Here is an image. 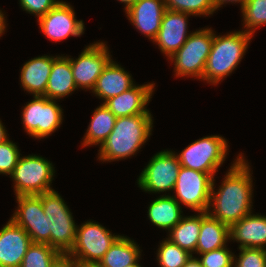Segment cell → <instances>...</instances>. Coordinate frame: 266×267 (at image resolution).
Wrapping results in <instances>:
<instances>
[{"mask_svg": "<svg viewBox=\"0 0 266 267\" xmlns=\"http://www.w3.org/2000/svg\"><path fill=\"white\" fill-rule=\"evenodd\" d=\"M106 43H92L81 52L78 58H70L74 82L78 88L93 90L97 78L111 60Z\"/></svg>", "mask_w": 266, "mask_h": 267, "instance_id": "13", "label": "cell"}, {"mask_svg": "<svg viewBox=\"0 0 266 267\" xmlns=\"http://www.w3.org/2000/svg\"><path fill=\"white\" fill-rule=\"evenodd\" d=\"M152 124L151 114L118 117L112 132L100 145L98 159L111 162L134 156L149 139Z\"/></svg>", "mask_w": 266, "mask_h": 267, "instance_id": "2", "label": "cell"}, {"mask_svg": "<svg viewBox=\"0 0 266 267\" xmlns=\"http://www.w3.org/2000/svg\"><path fill=\"white\" fill-rule=\"evenodd\" d=\"M201 226V212L198 215L183 216L181 221L169 231V239L190 254H195Z\"/></svg>", "mask_w": 266, "mask_h": 267, "instance_id": "27", "label": "cell"}, {"mask_svg": "<svg viewBox=\"0 0 266 267\" xmlns=\"http://www.w3.org/2000/svg\"><path fill=\"white\" fill-rule=\"evenodd\" d=\"M214 1V6L215 9L218 10L220 7H222L223 4L225 3H240L241 9L242 7L246 4L248 0H213Z\"/></svg>", "mask_w": 266, "mask_h": 267, "instance_id": "37", "label": "cell"}, {"mask_svg": "<svg viewBox=\"0 0 266 267\" xmlns=\"http://www.w3.org/2000/svg\"><path fill=\"white\" fill-rule=\"evenodd\" d=\"M190 16L188 13L165 10L158 35L153 42L168 58L177 52L190 36L187 33V19Z\"/></svg>", "mask_w": 266, "mask_h": 267, "instance_id": "15", "label": "cell"}, {"mask_svg": "<svg viewBox=\"0 0 266 267\" xmlns=\"http://www.w3.org/2000/svg\"><path fill=\"white\" fill-rule=\"evenodd\" d=\"M244 158L239 153L217 192L213 178L207 213L229 227L252 213L253 180L248 161Z\"/></svg>", "mask_w": 266, "mask_h": 267, "instance_id": "1", "label": "cell"}, {"mask_svg": "<svg viewBox=\"0 0 266 267\" xmlns=\"http://www.w3.org/2000/svg\"><path fill=\"white\" fill-rule=\"evenodd\" d=\"M227 151V140L222 136L212 135L195 140L176 155L182 167L211 174L214 177L225 161Z\"/></svg>", "mask_w": 266, "mask_h": 267, "instance_id": "7", "label": "cell"}, {"mask_svg": "<svg viewBox=\"0 0 266 267\" xmlns=\"http://www.w3.org/2000/svg\"><path fill=\"white\" fill-rule=\"evenodd\" d=\"M62 111L56 100H50L45 96H34L22 111L25 131L36 139L46 138L62 124Z\"/></svg>", "mask_w": 266, "mask_h": 267, "instance_id": "11", "label": "cell"}, {"mask_svg": "<svg viewBox=\"0 0 266 267\" xmlns=\"http://www.w3.org/2000/svg\"><path fill=\"white\" fill-rule=\"evenodd\" d=\"M4 16L2 10H0V37L5 34L4 31L6 30V18Z\"/></svg>", "mask_w": 266, "mask_h": 267, "instance_id": "40", "label": "cell"}, {"mask_svg": "<svg viewBox=\"0 0 266 267\" xmlns=\"http://www.w3.org/2000/svg\"><path fill=\"white\" fill-rule=\"evenodd\" d=\"M21 8L37 18L44 16L48 11L54 8L59 0H20Z\"/></svg>", "mask_w": 266, "mask_h": 267, "instance_id": "35", "label": "cell"}, {"mask_svg": "<svg viewBox=\"0 0 266 267\" xmlns=\"http://www.w3.org/2000/svg\"><path fill=\"white\" fill-rule=\"evenodd\" d=\"M213 176L190 168H180L172 197L195 212H207Z\"/></svg>", "mask_w": 266, "mask_h": 267, "instance_id": "9", "label": "cell"}, {"mask_svg": "<svg viewBox=\"0 0 266 267\" xmlns=\"http://www.w3.org/2000/svg\"><path fill=\"white\" fill-rule=\"evenodd\" d=\"M228 240H230L229 226L213 218L207 212H201L200 234L195 253L203 254L226 247Z\"/></svg>", "mask_w": 266, "mask_h": 267, "instance_id": "23", "label": "cell"}, {"mask_svg": "<svg viewBox=\"0 0 266 267\" xmlns=\"http://www.w3.org/2000/svg\"><path fill=\"white\" fill-rule=\"evenodd\" d=\"M251 38L252 34L243 30L230 32L224 36H217L214 33L202 80L216 85L229 76L245 55Z\"/></svg>", "mask_w": 266, "mask_h": 267, "instance_id": "3", "label": "cell"}, {"mask_svg": "<svg viewBox=\"0 0 266 267\" xmlns=\"http://www.w3.org/2000/svg\"><path fill=\"white\" fill-rule=\"evenodd\" d=\"M77 90L68 56H53L45 97L58 100Z\"/></svg>", "mask_w": 266, "mask_h": 267, "instance_id": "22", "label": "cell"}, {"mask_svg": "<svg viewBox=\"0 0 266 267\" xmlns=\"http://www.w3.org/2000/svg\"><path fill=\"white\" fill-rule=\"evenodd\" d=\"M81 263L68 253H61L53 262L52 267H80Z\"/></svg>", "mask_w": 266, "mask_h": 267, "instance_id": "36", "label": "cell"}, {"mask_svg": "<svg viewBox=\"0 0 266 267\" xmlns=\"http://www.w3.org/2000/svg\"><path fill=\"white\" fill-rule=\"evenodd\" d=\"M54 173L52 162L50 163L42 156H20L10 175L14 181L15 195H39L54 190L51 187Z\"/></svg>", "mask_w": 266, "mask_h": 267, "instance_id": "6", "label": "cell"}, {"mask_svg": "<svg viewBox=\"0 0 266 267\" xmlns=\"http://www.w3.org/2000/svg\"><path fill=\"white\" fill-rule=\"evenodd\" d=\"M165 10V0H138L125 13L138 31L154 41Z\"/></svg>", "mask_w": 266, "mask_h": 267, "instance_id": "18", "label": "cell"}, {"mask_svg": "<svg viewBox=\"0 0 266 267\" xmlns=\"http://www.w3.org/2000/svg\"><path fill=\"white\" fill-rule=\"evenodd\" d=\"M119 236L97 222L86 221L77 225L75 243L68 254L80 263L98 264Z\"/></svg>", "mask_w": 266, "mask_h": 267, "instance_id": "8", "label": "cell"}, {"mask_svg": "<svg viewBox=\"0 0 266 267\" xmlns=\"http://www.w3.org/2000/svg\"><path fill=\"white\" fill-rule=\"evenodd\" d=\"M60 254L46 243H32L20 267H52L54 260Z\"/></svg>", "mask_w": 266, "mask_h": 267, "instance_id": "28", "label": "cell"}, {"mask_svg": "<svg viewBox=\"0 0 266 267\" xmlns=\"http://www.w3.org/2000/svg\"><path fill=\"white\" fill-rule=\"evenodd\" d=\"M141 256L139 245L129 237L120 235L104 254L100 267H127L135 264Z\"/></svg>", "mask_w": 266, "mask_h": 267, "instance_id": "25", "label": "cell"}, {"mask_svg": "<svg viewBox=\"0 0 266 267\" xmlns=\"http://www.w3.org/2000/svg\"><path fill=\"white\" fill-rule=\"evenodd\" d=\"M156 254L160 267H183L192 257V254L167 238L160 243Z\"/></svg>", "mask_w": 266, "mask_h": 267, "instance_id": "29", "label": "cell"}, {"mask_svg": "<svg viewBox=\"0 0 266 267\" xmlns=\"http://www.w3.org/2000/svg\"><path fill=\"white\" fill-rule=\"evenodd\" d=\"M241 12L245 32L253 35L256 28L266 25V0H248Z\"/></svg>", "mask_w": 266, "mask_h": 267, "instance_id": "30", "label": "cell"}, {"mask_svg": "<svg viewBox=\"0 0 266 267\" xmlns=\"http://www.w3.org/2000/svg\"><path fill=\"white\" fill-rule=\"evenodd\" d=\"M20 151L18 146L9 139L0 144V174L11 175L15 169Z\"/></svg>", "mask_w": 266, "mask_h": 267, "instance_id": "33", "label": "cell"}, {"mask_svg": "<svg viewBox=\"0 0 266 267\" xmlns=\"http://www.w3.org/2000/svg\"><path fill=\"white\" fill-rule=\"evenodd\" d=\"M181 164L174 151L155 154L138 177L141 190L150 193L173 191Z\"/></svg>", "mask_w": 266, "mask_h": 267, "instance_id": "10", "label": "cell"}, {"mask_svg": "<svg viewBox=\"0 0 266 267\" xmlns=\"http://www.w3.org/2000/svg\"><path fill=\"white\" fill-rule=\"evenodd\" d=\"M121 3L126 4L124 7L125 11L127 12L138 0H118Z\"/></svg>", "mask_w": 266, "mask_h": 267, "instance_id": "41", "label": "cell"}, {"mask_svg": "<svg viewBox=\"0 0 266 267\" xmlns=\"http://www.w3.org/2000/svg\"><path fill=\"white\" fill-rule=\"evenodd\" d=\"M165 7L192 16H209L216 11L213 0H165Z\"/></svg>", "mask_w": 266, "mask_h": 267, "instance_id": "31", "label": "cell"}, {"mask_svg": "<svg viewBox=\"0 0 266 267\" xmlns=\"http://www.w3.org/2000/svg\"><path fill=\"white\" fill-rule=\"evenodd\" d=\"M183 267H202L200 261L192 255Z\"/></svg>", "mask_w": 266, "mask_h": 267, "instance_id": "38", "label": "cell"}, {"mask_svg": "<svg viewBox=\"0 0 266 267\" xmlns=\"http://www.w3.org/2000/svg\"><path fill=\"white\" fill-rule=\"evenodd\" d=\"M31 244L26 231L10 218L0 230V267H20Z\"/></svg>", "mask_w": 266, "mask_h": 267, "instance_id": "16", "label": "cell"}, {"mask_svg": "<svg viewBox=\"0 0 266 267\" xmlns=\"http://www.w3.org/2000/svg\"><path fill=\"white\" fill-rule=\"evenodd\" d=\"M155 83L134 85L129 90L111 97L105 106L118 118L137 114H151L146 106L151 100Z\"/></svg>", "mask_w": 266, "mask_h": 267, "instance_id": "17", "label": "cell"}, {"mask_svg": "<svg viewBox=\"0 0 266 267\" xmlns=\"http://www.w3.org/2000/svg\"><path fill=\"white\" fill-rule=\"evenodd\" d=\"M38 196L41 198L44 214L49 218L50 246L59 253H69L75 243L77 229L71 211L55 190Z\"/></svg>", "mask_w": 266, "mask_h": 267, "instance_id": "4", "label": "cell"}, {"mask_svg": "<svg viewBox=\"0 0 266 267\" xmlns=\"http://www.w3.org/2000/svg\"><path fill=\"white\" fill-rule=\"evenodd\" d=\"M6 132H7V130L5 129V127L3 126V124L0 120V144L9 139Z\"/></svg>", "mask_w": 266, "mask_h": 267, "instance_id": "39", "label": "cell"}, {"mask_svg": "<svg viewBox=\"0 0 266 267\" xmlns=\"http://www.w3.org/2000/svg\"><path fill=\"white\" fill-rule=\"evenodd\" d=\"M53 56H38L25 62L21 68L20 82L24 90L33 96H45Z\"/></svg>", "mask_w": 266, "mask_h": 267, "instance_id": "21", "label": "cell"}, {"mask_svg": "<svg viewBox=\"0 0 266 267\" xmlns=\"http://www.w3.org/2000/svg\"><path fill=\"white\" fill-rule=\"evenodd\" d=\"M74 8L61 0L44 16L38 18L41 32L55 42L64 40L69 36L79 37L84 33L83 20H77Z\"/></svg>", "mask_w": 266, "mask_h": 267, "instance_id": "14", "label": "cell"}, {"mask_svg": "<svg viewBox=\"0 0 266 267\" xmlns=\"http://www.w3.org/2000/svg\"><path fill=\"white\" fill-rule=\"evenodd\" d=\"M200 258H197L202 267H233L234 265V253L222 247L210 252L199 254Z\"/></svg>", "mask_w": 266, "mask_h": 267, "instance_id": "32", "label": "cell"}, {"mask_svg": "<svg viewBox=\"0 0 266 267\" xmlns=\"http://www.w3.org/2000/svg\"><path fill=\"white\" fill-rule=\"evenodd\" d=\"M213 38L214 31L211 28L190 32V36L180 49L167 58L174 62L175 76L202 79Z\"/></svg>", "mask_w": 266, "mask_h": 267, "instance_id": "5", "label": "cell"}, {"mask_svg": "<svg viewBox=\"0 0 266 267\" xmlns=\"http://www.w3.org/2000/svg\"><path fill=\"white\" fill-rule=\"evenodd\" d=\"M229 235L240 243L238 248L266 249V216L246 215L229 227Z\"/></svg>", "mask_w": 266, "mask_h": 267, "instance_id": "19", "label": "cell"}, {"mask_svg": "<svg viewBox=\"0 0 266 267\" xmlns=\"http://www.w3.org/2000/svg\"><path fill=\"white\" fill-rule=\"evenodd\" d=\"M80 267H100L98 264H83L81 263Z\"/></svg>", "mask_w": 266, "mask_h": 267, "instance_id": "42", "label": "cell"}, {"mask_svg": "<svg viewBox=\"0 0 266 267\" xmlns=\"http://www.w3.org/2000/svg\"><path fill=\"white\" fill-rule=\"evenodd\" d=\"M239 256H234L233 267H266V249L239 248Z\"/></svg>", "mask_w": 266, "mask_h": 267, "instance_id": "34", "label": "cell"}, {"mask_svg": "<svg viewBox=\"0 0 266 267\" xmlns=\"http://www.w3.org/2000/svg\"><path fill=\"white\" fill-rule=\"evenodd\" d=\"M117 117L102 103L92 115L82 146L101 145L112 132Z\"/></svg>", "mask_w": 266, "mask_h": 267, "instance_id": "26", "label": "cell"}, {"mask_svg": "<svg viewBox=\"0 0 266 267\" xmlns=\"http://www.w3.org/2000/svg\"><path fill=\"white\" fill-rule=\"evenodd\" d=\"M16 200L18 207L11 219L26 231L32 243L50 246L49 218L44 214L41 198L38 195H19Z\"/></svg>", "mask_w": 266, "mask_h": 267, "instance_id": "12", "label": "cell"}, {"mask_svg": "<svg viewBox=\"0 0 266 267\" xmlns=\"http://www.w3.org/2000/svg\"><path fill=\"white\" fill-rule=\"evenodd\" d=\"M127 267H142L139 263H138V261L135 263V264H133V265H129V266H127Z\"/></svg>", "mask_w": 266, "mask_h": 267, "instance_id": "43", "label": "cell"}, {"mask_svg": "<svg viewBox=\"0 0 266 267\" xmlns=\"http://www.w3.org/2000/svg\"><path fill=\"white\" fill-rule=\"evenodd\" d=\"M171 195H162L153 200L148 207V218L158 228L168 230L182 219V206Z\"/></svg>", "mask_w": 266, "mask_h": 267, "instance_id": "24", "label": "cell"}, {"mask_svg": "<svg viewBox=\"0 0 266 267\" xmlns=\"http://www.w3.org/2000/svg\"><path fill=\"white\" fill-rule=\"evenodd\" d=\"M133 82L131 75L111 59L97 78L92 93L105 102L109 98L129 90L135 85Z\"/></svg>", "mask_w": 266, "mask_h": 267, "instance_id": "20", "label": "cell"}]
</instances>
